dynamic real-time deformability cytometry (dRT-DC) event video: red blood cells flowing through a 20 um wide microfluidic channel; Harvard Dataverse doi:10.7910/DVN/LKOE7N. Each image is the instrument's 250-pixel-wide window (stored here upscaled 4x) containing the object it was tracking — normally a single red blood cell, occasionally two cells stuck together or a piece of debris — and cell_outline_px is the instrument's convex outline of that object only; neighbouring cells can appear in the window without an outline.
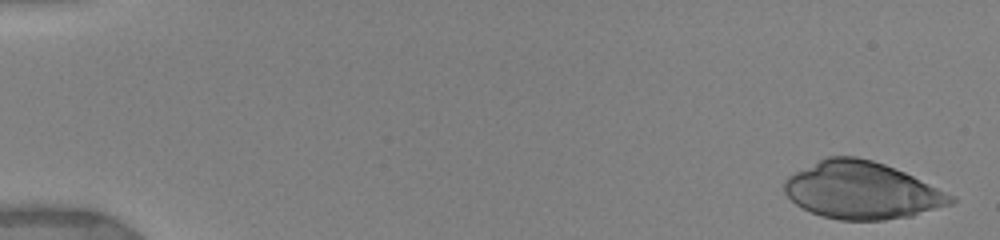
{"species": "human", "species_latin": "Homo sapiens", "temperature_condition": "warm", "stored_images_in_passage": 28, "camera_frame_rate_fps": 3000, "um_per_image_px": 0.085, "donor": {"sex": "female"}, "frame": {"image": 1, "passage_image": 1, "time_ms": 0.0, "image_size_px": [1000, 240], "cell_outline_px": [[956, 200], [952, 204], [912, 216], [884, 220], [840, 220], [820, 216], [796, 204], [784, 192], [784, 180], [788, 176], [828, 156], [856, 156], [872, 160], [884, 164], [904, 172], [956, 196]], "centroid_in_image_um": [73.28, 16.19], "position_along_channel_um": 11.7, "area_um2": 55.26}}
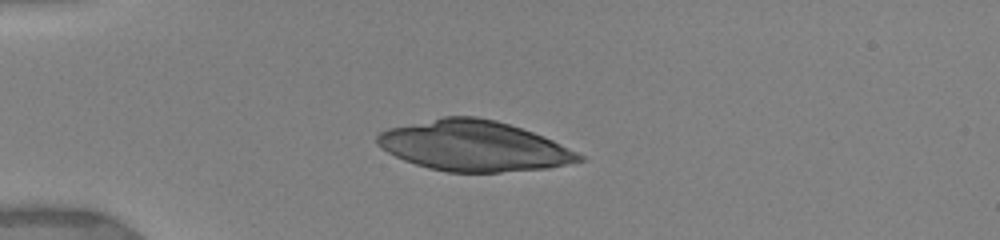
{"frame": {"image": 2, "passage_image": 11, "time_ms": 4.0, "image_size_px": [1000, 240], "cell_outline_px": [[584, 160], [548, 168], [500, 172], [448, 172], [428, 168], [404, 160], [388, 152], [376, 144], [376, 136], [380, 132], [388, 128], [444, 116], [476, 116], [496, 120], [544, 136], [584, 156]], "centroid_in_image_um": [40.24, 12.4], "position_along_channel_um": 44.8, "area_um2": 58.9}}